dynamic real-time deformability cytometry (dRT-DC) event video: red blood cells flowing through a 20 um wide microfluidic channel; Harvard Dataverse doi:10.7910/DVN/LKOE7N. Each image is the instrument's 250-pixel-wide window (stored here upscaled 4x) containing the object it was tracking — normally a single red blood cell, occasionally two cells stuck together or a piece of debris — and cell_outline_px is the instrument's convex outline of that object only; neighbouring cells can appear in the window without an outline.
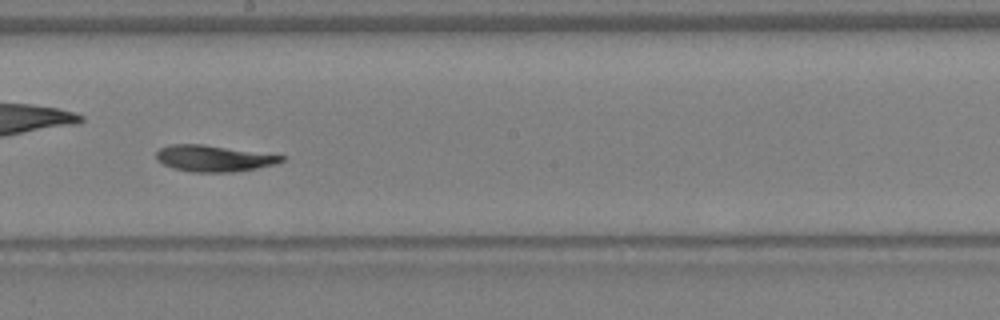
{"species": "Egyptian fruit bat (a non-hibernating species)", "species_latin": "Rousettus aegyptiacus", "temperature_condition": "warm", "stored_images_in_passage": 30, "camera_frame_rate_fps": 3000, "um_per_image_px": 0.085, "animal": {"sex": "female"}, "frame": {"image": 1, "passage_image": 13, "time_ms": 4.0, "image_size_px": [1000, 320], "cell_outline_px": [[288, 156], [284, 160], [276, 164], [256, 168], [232, 172], [192, 172], [172, 168], [156, 160], [156, 152], [160, 148], [172, 144], [204, 144]], "centroid_in_image_um": [18.18, 13.46], "position_along_channel_um": 230.0, "area_um2": 19.31}}
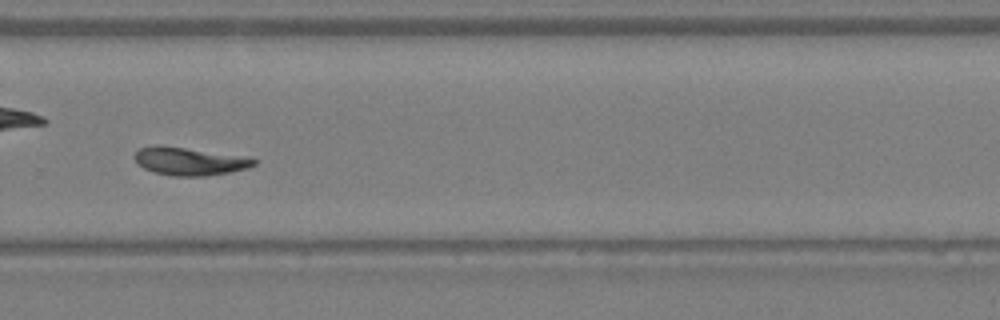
{"frame": {"image": 2, "passage_image": 18, "time_ms": 5.667, "image_size_px": [1000, 320], "cell_outline_px": [[256, 164], [248, 168], [228, 172], [204, 176], [172, 176], [156, 172], [144, 168], [136, 164], [132, 156], [140, 148], [156, 144], [184, 148], [256, 160]], "centroid_in_image_um": [15.95, 13.72], "position_along_channel_um": 313.8, "area_um2": 18.79}}